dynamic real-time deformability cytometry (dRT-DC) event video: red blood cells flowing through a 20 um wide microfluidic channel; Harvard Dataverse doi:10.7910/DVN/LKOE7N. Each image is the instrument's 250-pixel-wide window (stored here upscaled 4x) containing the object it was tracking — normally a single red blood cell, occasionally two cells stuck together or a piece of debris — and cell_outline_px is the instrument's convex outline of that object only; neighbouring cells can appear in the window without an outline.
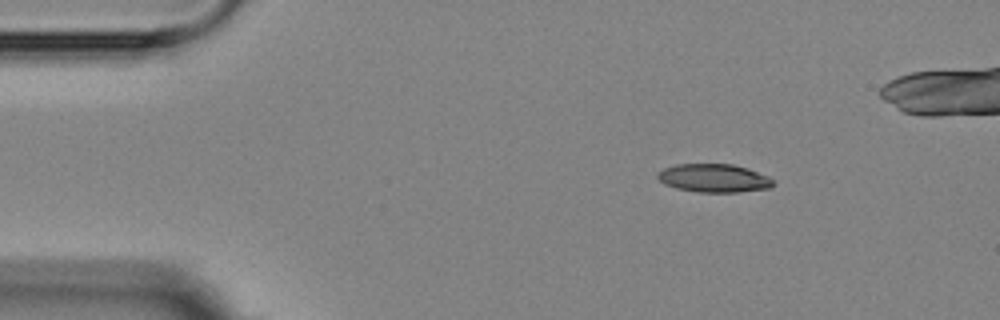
{"species": "Egyptian fruit bat (a non-hibernating species)", "species_latin": "Rousettus aegyptiacus", "temperature_condition": "room temperature", "stored_images_in_passage": 4, "camera_frame_rate_fps": 3000, "um_per_image_px": 0.085, "animal": {"sex": "female"}, "frame": {"image": 1, "passage_image": 1, "time_ms": 0.0, "image_size_px": [1000, 320], "cell_outline_px": [[776, 184], [772, 188], [740, 192], [696, 192], [676, 188], [664, 184], [656, 176], [656, 172], [664, 168], [676, 164], [732, 164], [748, 168], [768, 176]], "centroid_in_image_um": [60.69, 15.14], "position_along_channel_um": 24.3, "area_um2": 19.31}}